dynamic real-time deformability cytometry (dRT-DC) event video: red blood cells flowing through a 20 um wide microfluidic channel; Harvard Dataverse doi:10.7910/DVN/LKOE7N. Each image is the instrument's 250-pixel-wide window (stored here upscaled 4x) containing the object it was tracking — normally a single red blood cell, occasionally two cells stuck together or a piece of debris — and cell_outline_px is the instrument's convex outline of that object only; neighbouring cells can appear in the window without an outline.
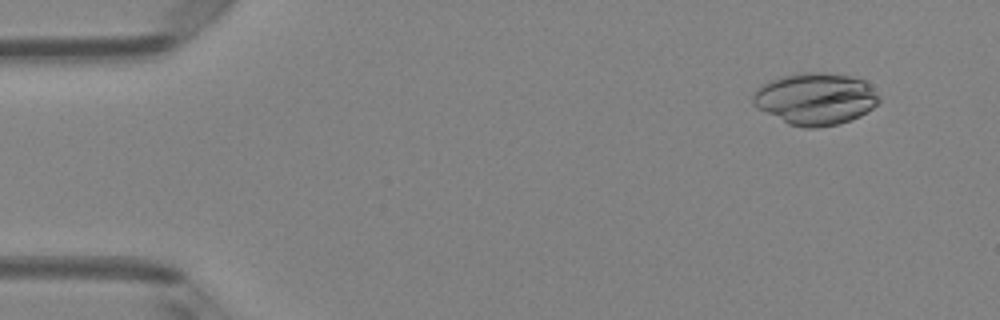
{"species": "Egyptian fruit bat (a non-hibernating species)", "species_latin": "Rousettus aegyptiacus", "temperature_condition": "room temperature", "stored_images_in_passage": 49, "camera_frame_rate_fps": 3000, "um_per_image_px": 0.085, "animal": {"sex": "female"}, "frame": {"image": 1, "passage_image": 4, "time_ms": 1.0, "image_size_px": [1000, 320], "cell_outline_px": [[880, 100], [872, 108], [860, 116], [836, 124], [816, 128], [804, 128], [788, 124], [752, 104], [752, 96], [756, 88], [772, 80], [796, 72], [824, 72], [852, 76], [864, 80], [880, 96]], "centroid_in_image_um": [69.31, 8.39], "position_along_channel_um": 15.7, "area_um2": 38.03}}
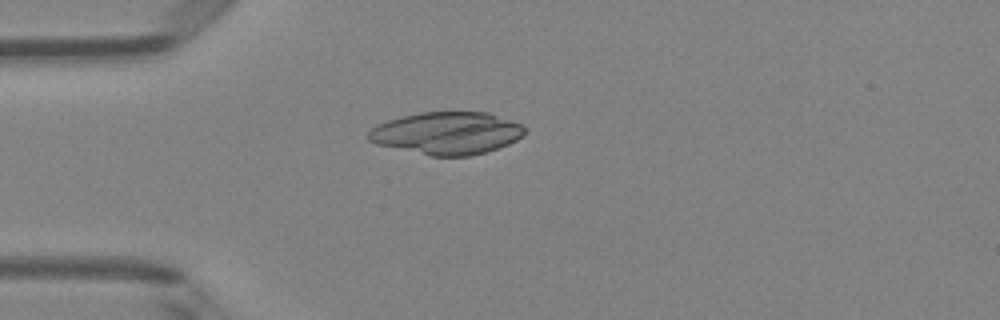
{"frame": {"image": 2, "passage_image": 13, "time_ms": 4.0, "image_size_px": [1000, 320], "cell_outline_px": [[524, 132], [516, 140], [508, 144], [472, 156], [432, 156], [376, 144], [368, 140], [368, 132], [376, 124], [388, 120], [420, 112], [488, 112], [520, 124], [524, 128]], "centroid_in_image_um": [37.95, 11.32], "position_along_channel_um": 47.1, "area_um2": 38.32}}
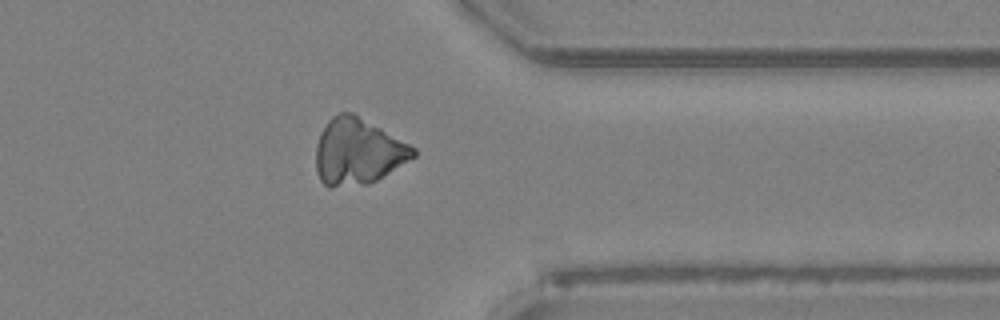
{"frame": {"image": 3, "passage_image": 39, "time_ms": 12.667, "image_size_px": [1000, 320], "cell_outline_px": [[416, 156], [376, 180], [368, 184], [332, 188], [328, 188], [320, 180], [316, 172], [316, 144], [320, 132], [328, 120], [332, 116], [340, 112], [356, 112], [416, 148]], "centroid_in_image_um": [30.39, 12.86], "position_along_channel_um": 381.0, "area_um2": 38.03}}